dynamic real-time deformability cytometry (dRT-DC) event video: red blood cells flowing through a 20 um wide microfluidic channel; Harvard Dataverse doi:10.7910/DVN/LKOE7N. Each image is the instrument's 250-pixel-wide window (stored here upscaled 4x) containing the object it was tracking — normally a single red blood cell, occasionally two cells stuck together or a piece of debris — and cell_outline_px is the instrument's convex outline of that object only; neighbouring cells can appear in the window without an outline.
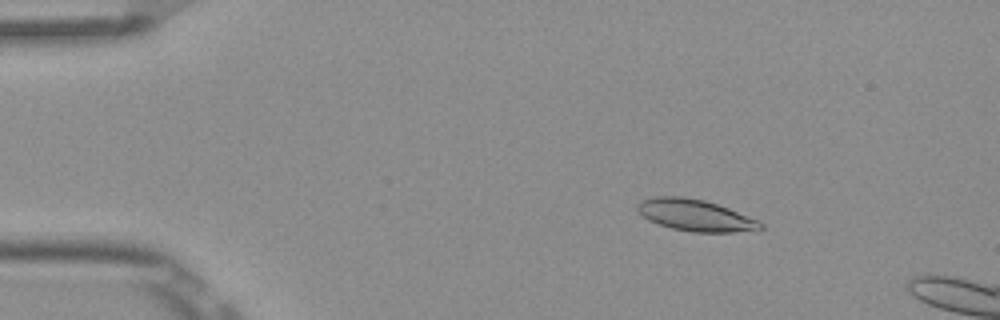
{"species": "Egyptian fruit bat (a non-hibernating species)", "species_latin": "Rousettus aegyptiacus", "temperature_condition": "room temperature", "stored_images_in_passage": 3, "camera_frame_rate_fps": 3000, "um_per_image_px": 0.085, "frame": {"image": 1, "passage_image": 1, "time_ms": 0.0, "image_size_px": [1000, 320], "cell_outline_px": [[764, 228], [756, 232], [692, 232], [672, 228], [648, 220], [636, 208], [636, 204], [644, 200], [656, 196], [684, 196], [704, 200], [728, 208], [756, 220], [764, 224]], "centroid_in_image_um": [59.15, 18.31], "position_along_channel_um": 25.9, "area_um2": 22.6}}